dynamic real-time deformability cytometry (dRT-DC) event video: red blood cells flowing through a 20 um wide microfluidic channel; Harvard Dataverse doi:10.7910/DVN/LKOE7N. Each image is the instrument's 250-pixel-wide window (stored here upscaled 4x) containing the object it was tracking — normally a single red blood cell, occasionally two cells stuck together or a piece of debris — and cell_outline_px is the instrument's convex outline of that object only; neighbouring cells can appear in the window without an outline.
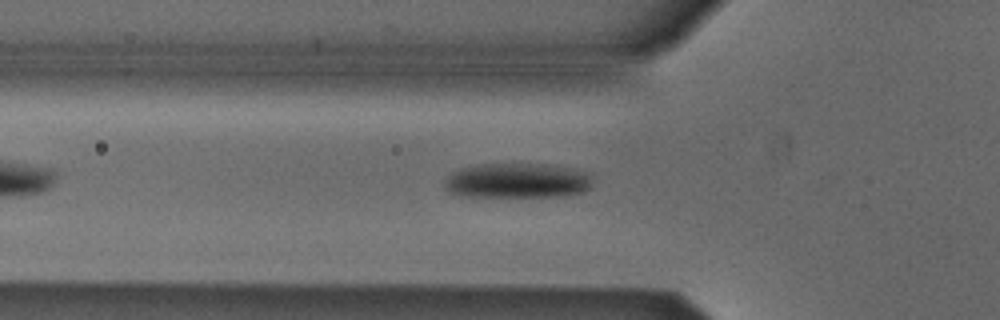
{"species": "Egyptian fruit bat (a non-hibernating species)", "species_latin": "Rousettus aegyptiacus", "temperature_condition": "cold", "stored_images_in_passage": 35, "camera_frame_rate_fps": 3000, "um_per_image_px": 0.085, "animal": {"sex": "male"}, "frame": {"image": 1, "passage_image": 8, "time_ms": 2.333, "image_size_px": [1000, 320], "cell_outline_px": [[592, 184], [584, 192], [560, 196], [460, 196], [444, 188], [444, 180], [452, 172], [460, 168], [480, 164], [544, 164], [568, 168], [584, 172], [588, 176]], "centroid_in_image_um": [43.9, 15.36], "position_along_channel_um": 81.9, "area_um2": 29.82}}
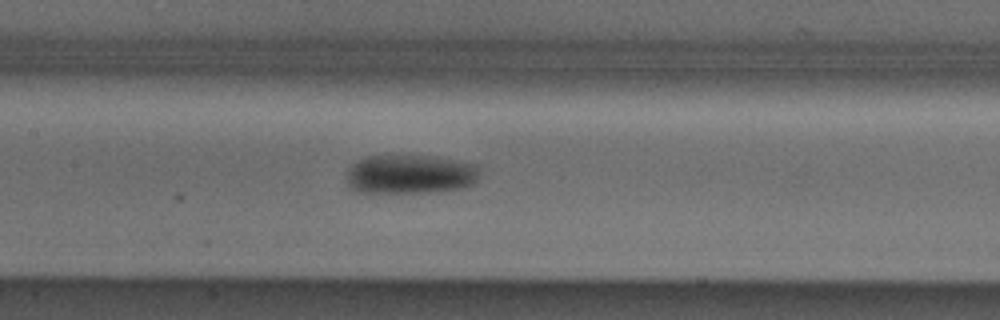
{"frame": {"image": 2, "passage_image": 15, "time_ms": 4.667, "image_size_px": [1000, 320], "cell_outline_px": [[476, 180], [472, 184], [464, 188], [428, 192], [356, 192], [348, 188], [344, 180], [344, 176], [348, 168], [356, 160], [364, 156], [432, 156], [476, 164]], "centroid_in_image_um": [34.73, 14.82], "position_along_channel_um": 172.7, "area_um2": 30.52}}
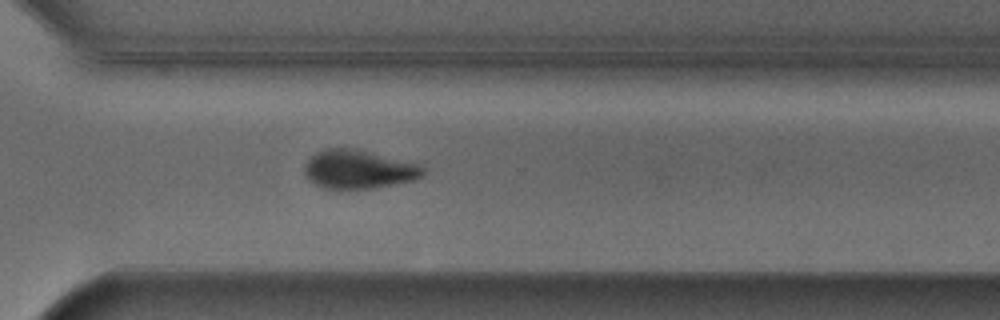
{"frame": {"image": 3, "passage_image": 28, "time_ms": 9.0, "image_size_px": [1000, 320], "cell_outline_px": [[424, 172], [420, 176], [412, 180], [376, 188], [324, 188], [316, 184], [304, 172], [304, 164], [316, 152], [324, 148], [356, 148], [420, 164], [424, 168]], "centroid_in_image_um": [30.48, 14.37], "position_along_channel_um": 340.1, "area_um2": 26.47}, "authors_computed_cell_mechanics": {"area_um2": 29.1312, "velocity_mm_per_s": 3.8714, "shape_relaxation_time_tau1_ms": 3.216, "shape_relaxation_time_tau2_ms": null, "deformation_change_tau1": 0.1106, "deformation_change_tau2": null}}